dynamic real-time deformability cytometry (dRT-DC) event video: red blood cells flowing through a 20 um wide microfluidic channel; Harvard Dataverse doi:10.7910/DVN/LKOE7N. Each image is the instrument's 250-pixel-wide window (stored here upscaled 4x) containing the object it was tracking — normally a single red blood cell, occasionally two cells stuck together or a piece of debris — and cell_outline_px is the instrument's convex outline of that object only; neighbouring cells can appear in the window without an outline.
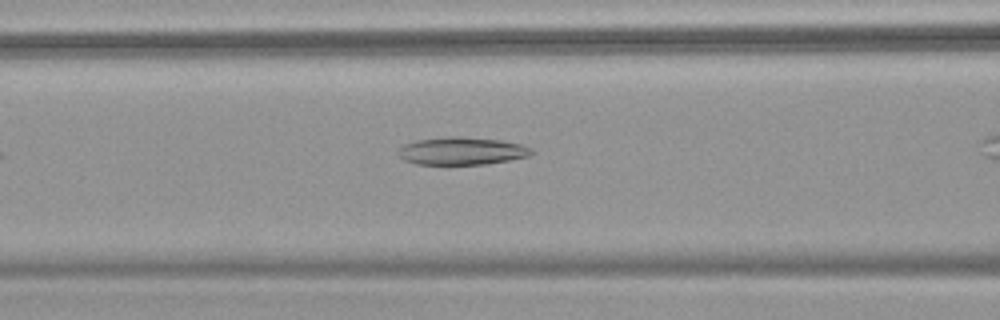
{"species": "common noctule bat (a hibernating species)", "species_latin": "Nyctalus noctula", "temperature_condition": "warm", "stored_images_in_passage": 29, "camera_frame_rate_fps": 3000, "um_per_image_px": 0.085, "animal": {"sex": "female", "body_mass_g": 18.4}, "frame": {"image": 1, "passage_image": 7, "time_ms": 2.0, "image_size_px": [1000, 320], "cell_outline_px": [[536, 152], [528, 156], [508, 160], [484, 164], [416, 164], [404, 160], [396, 152], [404, 144], [416, 140], [448, 136], [460, 136], [500, 140], [520, 144]], "centroid_in_image_um": [39.21, 12.82], "position_along_channel_um": 127.4, "area_um2": 21.39}}
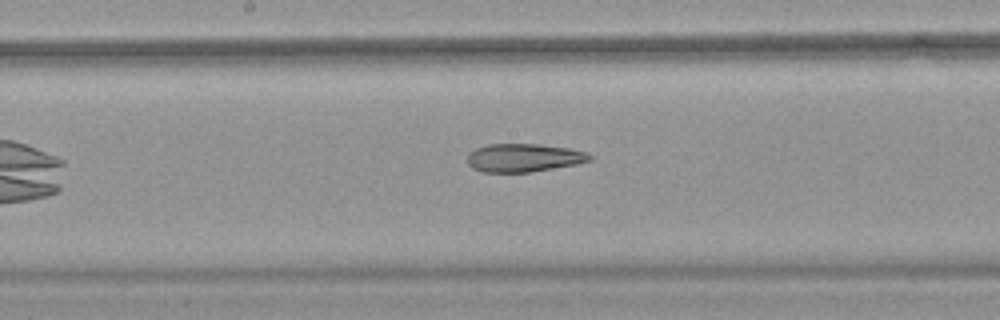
{"frame": {"image": 2, "passage_image": 13, "time_ms": 4.0, "image_size_px": [1000, 320], "cell_outline_px": [[592, 160], [576, 164], [528, 172], [484, 172], [472, 168], [468, 164], [468, 152], [476, 148], [488, 144], [540, 144], [568, 148], [584, 152], [592, 156]], "centroid_in_image_um": [44.48, 13.4], "position_along_channel_um": 203.7, "area_um2": 20.0}}
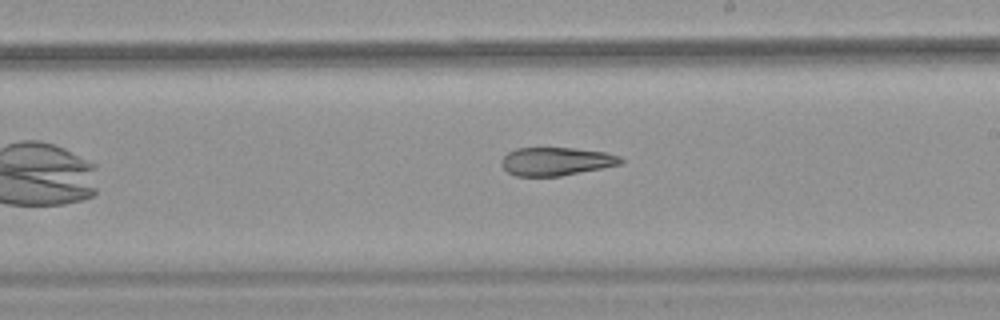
{"frame": {"image": 3, "passage_image": 16, "time_ms": 5.0, "image_size_px": [1000, 320], "cell_outline_px": [[624, 160], [620, 164], [604, 168], [560, 176], [516, 176], [508, 172], [500, 164], [500, 160], [508, 152], [516, 148], [576, 148], [604, 152], [620, 156]], "centroid_in_image_um": [47.26, 13.72], "position_along_channel_um": 241.7, "area_um2": 19.71}}